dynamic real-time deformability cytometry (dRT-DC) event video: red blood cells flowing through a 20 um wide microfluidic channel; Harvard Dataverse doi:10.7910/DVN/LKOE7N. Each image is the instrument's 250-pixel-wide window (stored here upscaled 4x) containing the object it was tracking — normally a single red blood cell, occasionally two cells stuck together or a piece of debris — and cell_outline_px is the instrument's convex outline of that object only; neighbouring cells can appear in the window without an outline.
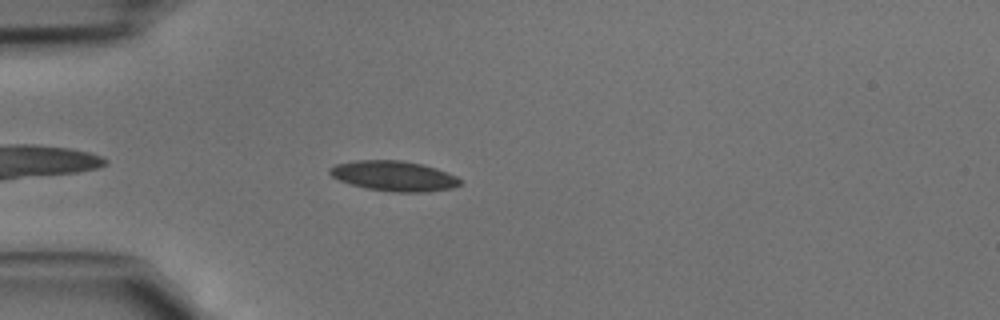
{"species": "common noctule bat (a hibernating species)", "species_latin": "Nyctalus noctula", "temperature_condition": "cold", "stored_images_in_passage": 37, "camera_frame_rate_fps": 3000, "um_per_image_px": 0.085, "animal": {"sex": "male", "body_mass_g": 15.6}, "frame": {"image": 1, "passage_image": 4, "time_ms": 1.0, "image_size_px": [1000, 320], "cell_outline_px": [[464, 180], [460, 184], [452, 188], [428, 192], [396, 192], [368, 188], [352, 184], [340, 180], [332, 176], [328, 172], [328, 168], [336, 164], [356, 160], [404, 160], [424, 164], [448, 172]], "centroid_in_image_um": [33.53, 14.94], "position_along_channel_um": 51.5, "area_um2": 23.0}}
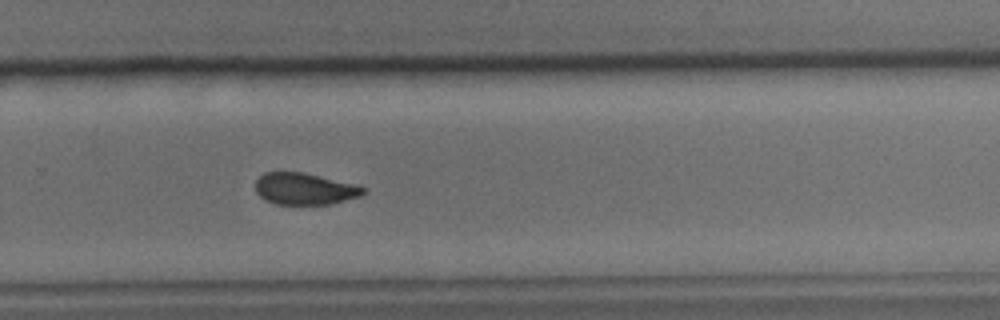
{"frame": {"image": 2, "passage_image": 22, "time_ms": 7.0, "image_size_px": [1000, 320], "cell_outline_px": [[364, 192], [360, 196], [332, 204], [276, 204], [264, 200], [256, 192], [256, 180], [264, 172], [304, 172], [352, 184], [364, 188]], "centroid_in_image_um": [25.84, 16.05], "position_along_channel_um": 304.0, "area_um2": 19.71}}
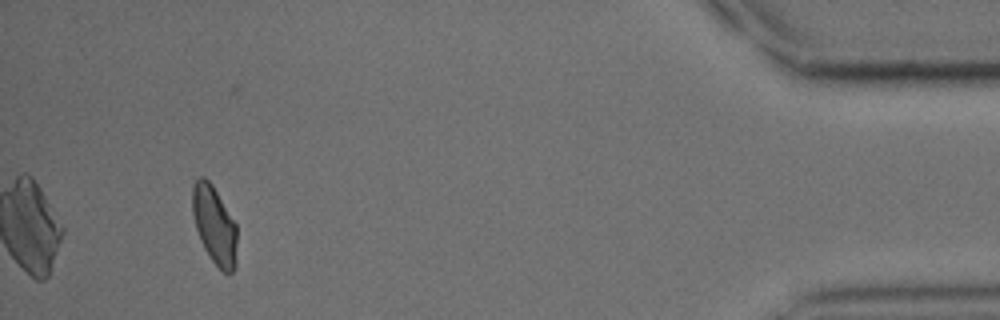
{"frame": {"image": 3, "passage_image": 34, "time_ms": 11.0, "image_size_px": [1000, 320], "cell_outline_px": [[236, 264], [232, 272], [228, 276], [212, 260], [204, 248], [200, 240], [196, 228], [192, 212], [192, 184], [200, 176], [204, 176], [212, 184], [236, 224]], "centroid_in_image_um": [18.21, 19.12], "position_along_channel_um": 417.0, "area_um2": 20.23}}